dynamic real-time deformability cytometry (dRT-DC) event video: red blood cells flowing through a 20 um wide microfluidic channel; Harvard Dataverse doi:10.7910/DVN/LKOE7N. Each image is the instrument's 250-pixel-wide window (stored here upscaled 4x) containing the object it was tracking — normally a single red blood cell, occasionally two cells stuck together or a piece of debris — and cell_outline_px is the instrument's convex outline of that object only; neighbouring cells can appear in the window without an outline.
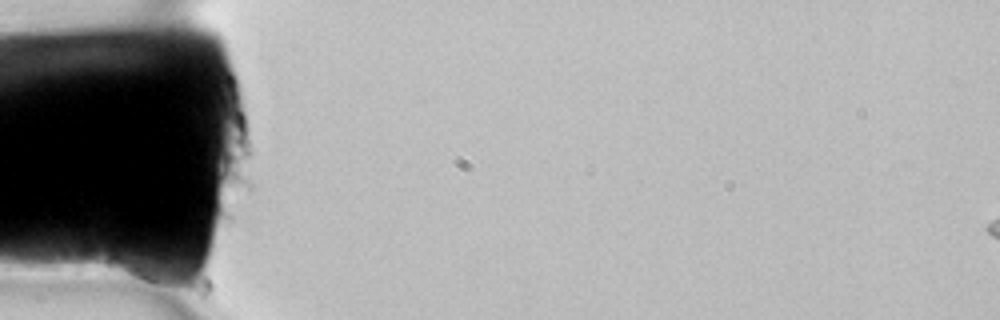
{"species": "common noctule bat (a hibernating species)", "species_latin": "Nyctalus noctula", "temperature_condition": "room temperature", "stored_images_in_passage": 5, "camera_frame_rate_fps": 3000, "um_per_image_px": 0.085, "animal": {"sex": "female", "body_mass_g": 22.7, "forearm_length_mm": 54.2}, "frame": {"image": 1, "passage_image": 1, "time_ms": 0.0, "image_size_px": [1000, 320], "cell_outline_px": [[176, 280], [144, 280], [132, 276], [108, 264], [108, 256], [128, 232], [136, 228], [172, 232]], "centroid_in_image_um": [12.37, 21.68], "position_along_channel_um": 72.6, "area_um2": 19.88}}